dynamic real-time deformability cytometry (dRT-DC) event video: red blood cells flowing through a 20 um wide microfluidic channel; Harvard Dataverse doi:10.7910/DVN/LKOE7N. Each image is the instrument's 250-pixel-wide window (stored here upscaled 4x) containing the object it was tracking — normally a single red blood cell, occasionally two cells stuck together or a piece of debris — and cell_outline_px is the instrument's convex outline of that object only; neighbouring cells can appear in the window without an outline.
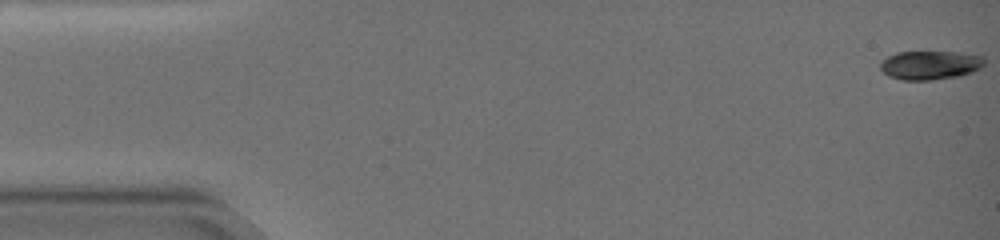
{"species": "common noctule bat (a hibernating species)", "species_latin": "Nyctalus noctula", "temperature_condition": "warm", "stored_images_in_passage": 66, "camera_frame_rate_fps": 3000, "um_per_image_px": 0.085, "animal": {"sex": "female", "body_mass_g": 19.0, "forearm_length_mm": 51.5}, "frame": {"image": 1, "passage_image": 1, "time_ms": 0.0, "image_size_px": [1000, 240], "cell_outline_px": [[984, 64], [980, 68], [972, 72], [960, 76], [932, 80], [900, 80], [888, 76], [880, 68], [880, 64], [888, 56], [896, 52], [956, 52], [984, 56]], "centroid_in_image_um": [79.06, 5.54], "position_along_channel_um": 5.9, "area_um2": 17.51}}
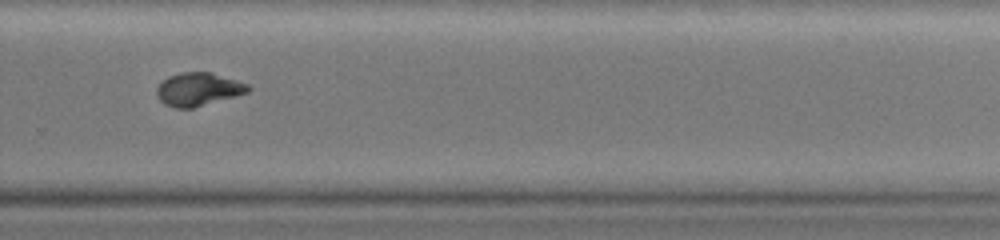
{"frame": {"image": 2, "passage_image": 47, "time_ms": 15.333, "image_size_px": [1000, 240], "cell_outline_px": [[252, 88], [248, 92], [192, 108], [176, 108], [164, 104], [156, 96], [156, 88], [168, 76], [180, 72], [208, 72], [236, 80], [248, 84]], "centroid_in_image_um": [16.82, 7.59], "position_along_channel_um": 313.0, "area_um2": 17.46}}
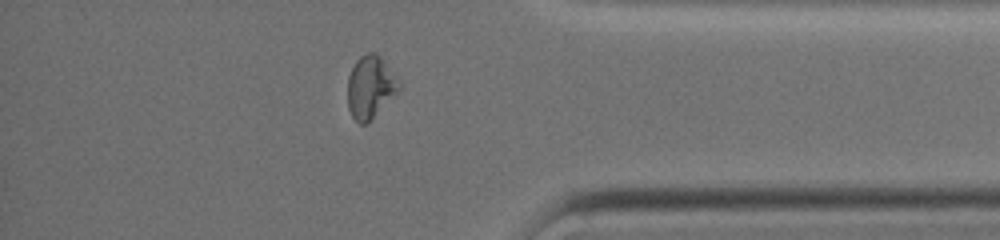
{"frame": {"image": 3, "passage_image": 57, "time_ms": 18.667, "image_size_px": [1000, 240], "cell_outline_px": [[400, 88], [364, 124], [360, 124], [352, 116], [348, 108], [348, 76], [356, 60], [360, 56], [368, 52], [372, 52], [380, 56], [384, 60], [400, 80]], "centroid_in_image_um": [31.46, 7.33], "position_along_channel_um": 403.7, "area_um2": 18.21}, "authors_computed_cell_mechanics": {"area_um2": 18.2937, "velocity_mm_per_s": 2.9712, "shape_relaxation_time_tau1_ms": 8.4308, "shape_relaxation_time_tau2_ms": 2.812, "deformation_change_tau1": 0.2299, "deformation_change_tau2": 0.039}}